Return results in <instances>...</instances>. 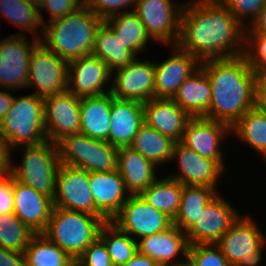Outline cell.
<instances>
[{
  "mask_svg": "<svg viewBox=\"0 0 266 266\" xmlns=\"http://www.w3.org/2000/svg\"><path fill=\"white\" fill-rule=\"evenodd\" d=\"M184 3L176 44L180 49L200 62L244 55L246 28L223 4L218 0Z\"/></svg>",
  "mask_w": 266,
  "mask_h": 266,
  "instance_id": "1",
  "label": "cell"
},
{
  "mask_svg": "<svg viewBox=\"0 0 266 266\" xmlns=\"http://www.w3.org/2000/svg\"><path fill=\"white\" fill-rule=\"evenodd\" d=\"M212 88L211 104L203 116L230 128L255 105L257 73L245 55L201 62Z\"/></svg>",
  "mask_w": 266,
  "mask_h": 266,
  "instance_id": "2",
  "label": "cell"
},
{
  "mask_svg": "<svg viewBox=\"0 0 266 266\" xmlns=\"http://www.w3.org/2000/svg\"><path fill=\"white\" fill-rule=\"evenodd\" d=\"M103 22L83 3L72 13L45 23L40 40L47 49L70 62L92 53Z\"/></svg>",
  "mask_w": 266,
  "mask_h": 266,
  "instance_id": "3",
  "label": "cell"
},
{
  "mask_svg": "<svg viewBox=\"0 0 266 266\" xmlns=\"http://www.w3.org/2000/svg\"><path fill=\"white\" fill-rule=\"evenodd\" d=\"M106 222L102 217L53 207L42 234L76 261L99 238Z\"/></svg>",
  "mask_w": 266,
  "mask_h": 266,
  "instance_id": "4",
  "label": "cell"
},
{
  "mask_svg": "<svg viewBox=\"0 0 266 266\" xmlns=\"http://www.w3.org/2000/svg\"><path fill=\"white\" fill-rule=\"evenodd\" d=\"M0 136L10 150L39 145L47 140L44 123V98L31 93L13 98L11 108L0 123Z\"/></svg>",
  "mask_w": 266,
  "mask_h": 266,
  "instance_id": "5",
  "label": "cell"
},
{
  "mask_svg": "<svg viewBox=\"0 0 266 266\" xmlns=\"http://www.w3.org/2000/svg\"><path fill=\"white\" fill-rule=\"evenodd\" d=\"M20 166L11 160L10 175L18 182L53 199L57 172L61 166L57 143L46 140L39 145L23 147Z\"/></svg>",
  "mask_w": 266,
  "mask_h": 266,
  "instance_id": "6",
  "label": "cell"
},
{
  "mask_svg": "<svg viewBox=\"0 0 266 266\" xmlns=\"http://www.w3.org/2000/svg\"><path fill=\"white\" fill-rule=\"evenodd\" d=\"M57 147L61 164L87 172H109L117 169L119 148L107 141L74 134L59 140Z\"/></svg>",
  "mask_w": 266,
  "mask_h": 266,
  "instance_id": "7",
  "label": "cell"
},
{
  "mask_svg": "<svg viewBox=\"0 0 266 266\" xmlns=\"http://www.w3.org/2000/svg\"><path fill=\"white\" fill-rule=\"evenodd\" d=\"M252 216H240L215 243L231 266H259L266 236L258 229Z\"/></svg>",
  "mask_w": 266,
  "mask_h": 266,
  "instance_id": "8",
  "label": "cell"
},
{
  "mask_svg": "<svg viewBox=\"0 0 266 266\" xmlns=\"http://www.w3.org/2000/svg\"><path fill=\"white\" fill-rule=\"evenodd\" d=\"M177 0H137L133 10L151 39L176 45L180 33V16L184 3Z\"/></svg>",
  "mask_w": 266,
  "mask_h": 266,
  "instance_id": "9",
  "label": "cell"
},
{
  "mask_svg": "<svg viewBox=\"0 0 266 266\" xmlns=\"http://www.w3.org/2000/svg\"><path fill=\"white\" fill-rule=\"evenodd\" d=\"M41 43L32 42L24 34H13L0 41V86L9 90L27 88L29 61L34 49Z\"/></svg>",
  "mask_w": 266,
  "mask_h": 266,
  "instance_id": "10",
  "label": "cell"
},
{
  "mask_svg": "<svg viewBox=\"0 0 266 266\" xmlns=\"http://www.w3.org/2000/svg\"><path fill=\"white\" fill-rule=\"evenodd\" d=\"M121 231L139 239L168 230L173 219L146 203L140 195H129L111 220Z\"/></svg>",
  "mask_w": 266,
  "mask_h": 266,
  "instance_id": "11",
  "label": "cell"
},
{
  "mask_svg": "<svg viewBox=\"0 0 266 266\" xmlns=\"http://www.w3.org/2000/svg\"><path fill=\"white\" fill-rule=\"evenodd\" d=\"M27 87L35 86L36 96L46 98L67 90L68 62L40 43L33 51Z\"/></svg>",
  "mask_w": 266,
  "mask_h": 266,
  "instance_id": "12",
  "label": "cell"
},
{
  "mask_svg": "<svg viewBox=\"0 0 266 266\" xmlns=\"http://www.w3.org/2000/svg\"><path fill=\"white\" fill-rule=\"evenodd\" d=\"M81 98L68 89L44 98V123L48 141L57 143L67 135L80 134Z\"/></svg>",
  "mask_w": 266,
  "mask_h": 266,
  "instance_id": "13",
  "label": "cell"
},
{
  "mask_svg": "<svg viewBox=\"0 0 266 266\" xmlns=\"http://www.w3.org/2000/svg\"><path fill=\"white\" fill-rule=\"evenodd\" d=\"M239 216L228 200L217 193L185 232L189 245L215 244Z\"/></svg>",
  "mask_w": 266,
  "mask_h": 266,
  "instance_id": "14",
  "label": "cell"
},
{
  "mask_svg": "<svg viewBox=\"0 0 266 266\" xmlns=\"http://www.w3.org/2000/svg\"><path fill=\"white\" fill-rule=\"evenodd\" d=\"M54 207L95 216L89 172L61 164L57 172Z\"/></svg>",
  "mask_w": 266,
  "mask_h": 266,
  "instance_id": "15",
  "label": "cell"
},
{
  "mask_svg": "<svg viewBox=\"0 0 266 266\" xmlns=\"http://www.w3.org/2000/svg\"><path fill=\"white\" fill-rule=\"evenodd\" d=\"M111 77V95L117 99L146 102L155 98L154 61L133 59L126 67L118 69Z\"/></svg>",
  "mask_w": 266,
  "mask_h": 266,
  "instance_id": "16",
  "label": "cell"
},
{
  "mask_svg": "<svg viewBox=\"0 0 266 266\" xmlns=\"http://www.w3.org/2000/svg\"><path fill=\"white\" fill-rule=\"evenodd\" d=\"M230 134L231 128L227 124L203 116L191 117L180 142L200 156L216 161L225 170L220 145Z\"/></svg>",
  "mask_w": 266,
  "mask_h": 266,
  "instance_id": "17",
  "label": "cell"
},
{
  "mask_svg": "<svg viewBox=\"0 0 266 266\" xmlns=\"http://www.w3.org/2000/svg\"><path fill=\"white\" fill-rule=\"evenodd\" d=\"M111 77L107 64L90 54L68 62L67 89L80 98L102 95L111 92V85L103 89Z\"/></svg>",
  "mask_w": 266,
  "mask_h": 266,
  "instance_id": "18",
  "label": "cell"
},
{
  "mask_svg": "<svg viewBox=\"0 0 266 266\" xmlns=\"http://www.w3.org/2000/svg\"><path fill=\"white\" fill-rule=\"evenodd\" d=\"M175 158L179 170L168 177L183 185L218 187L216 184L224 169L216 161L200 156L180 141L173 147L171 161Z\"/></svg>",
  "mask_w": 266,
  "mask_h": 266,
  "instance_id": "19",
  "label": "cell"
},
{
  "mask_svg": "<svg viewBox=\"0 0 266 266\" xmlns=\"http://www.w3.org/2000/svg\"><path fill=\"white\" fill-rule=\"evenodd\" d=\"M173 55L163 62L155 64V98L172 99L179 90L180 85L193 74L201 65V62L180 49L177 45L171 46Z\"/></svg>",
  "mask_w": 266,
  "mask_h": 266,
  "instance_id": "20",
  "label": "cell"
},
{
  "mask_svg": "<svg viewBox=\"0 0 266 266\" xmlns=\"http://www.w3.org/2000/svg\"><path fill=\"white\" fill-rule=\"evenodd\" d=\"M89 184L95 204V216L111 221L129 197L122 176L117 169L89 172Z\"/></svg>",
  "mask_w": 266,
  "mask_h": 266,
  "instance_id": "21",
  "label": "cell"
},
{
  "mask_svg": "<svg viewBox=\"0 0 266 266\" xmlns=\"http://www.w3.org/2000/svg\"><path fill=\"white\" fill-rule=\"evenodd\" d=\"M138 252L161 266H175L186 262L189 243L186 233L173 225L168 230L137 240ZM183 254V260H177ZM185 258V259H184Z\"/></svg>",
  "mask_w": 266,
  "mask_h": 266,
  "instance_id": "22",
  "label": "cell"
},
{
  "mask_svg": "<svg viewBox=\"0 0 266 266\" xmlns=\"http://www.w3.org/2000/svg\"><path fill=\"white\" fill-rule=\"evenodd\" d=\"M14 214L35 234L43 233L54 207L53 199L14 179Z\"/></svg>",
  "mask_w": 266,
  "mask_h": 266,
  "instance_id": "23",
  "label": "cell"
},
{
  "mask_svg": "<svg viewBox=\"0 0 266 266\" xmlns=\"http://www.w3.org/2000/svg\"><path fill=\"white\" fill-rule=\"evenodd\" d=\"M144 122L142 102L111 95V122L106 140L109 144L117 148L130 146Z\"/></svg>",
  "mask_w": 266,
  "mask_h": 266,
  "instance_id": "24",
  "label": "cell"
},
{
  "mask_svg": "<svg viewBox=\"0 0 266 266\" xmlns=\"http://www.w3.org/2000/svg\"><path fill=\"white\" fill-rule=\"evenodd\" d=\"M144 121L159 133L175 142L182 139L191 116L172 99L152 98L143 103Z\"/></svg>",
  "mask_w": 266,
  "mask_h": 266,
  "instance_id": "25",
  "label": "cell"
},
{
  "mask_svg": "<svg viewBox=\"0 0 266 266\" xmlns=\"http://www.w3.org/2000/svg\"><path fill=\"white\" fill-rule=\"evenodd\" d=\"M156 166L131 147H121L118 150L117 170L123 178L129 195H140L156 179Z\"/></svg>",
  "mask_w": 266,
  "mask_h": 266,
  "instance_id": "26",
  "label": "cell"
},
{
  "mask_svg": "<svg viewBox=\"0 0 266 266\" xmlns=\"http://www.w3.org/2000/svg\"><path fill=\"white\" fill-rule=\"evenodd\" d=\"M212 88L209 77L200 66L179 87L172 100L191 117L204 116L210 107Z\"/></svg>",
  "mask_w": 266,
  "mask_h": 266,
  "instance_id": "27",
  "label": "cell"
},
{
  "mask_svg": "<svg viewBox=\"0 0 266 266\" xmlns=\"http://www.w3.org/2000/svg\"><path fill=\"white\" fill-rule=\"evenodd\" d=\"M80 115V134L106 141L111 122V93L82 97Z\"/></svg>",
  "mask_w": 266,
  "mask_h": 266,
  "instance_id": "28",
  "label": "cell"
},
{
  "mask_svg": "<svg viewBox=\"0 0 266 266\" xmlns=\"http://www.w3.org/2000/svg\"><path fill=\"white\" fill-rule=\"evenodd\" d=\"M92 55L103 60L111 73L126 67L137 57L125 43L118 38L114 30L104 21L97 33Z\"/></svg>",
  "mask_w": 266,
  "mask_h": 266,
  "instance_id": "29",
  "label": "cell"
},
{
  "mask_svg": "<svg viewBox=\"0 0 266 266\" xmlns=\"http://www.w3.org/2000/svg\"><path fill=\"white\" fill-rule=\"evenodd\" d=\"M217 192L213 187L183 185L180 206L173 219V225L186 232L198 220L204 207Z\"/></svg>",
  "mask_w": 266,
  "mask_h": 266,
  "instance_id": "30",
  "label": "cell"
},
{
  "mask_svg": "<svg viewBox=\"0 0 266 266\" xmlns=\"http://www.w3.org/2000/svg\"><path fill=\"white\" fill-rule=\"evenodd\" d=\"M175 143L174 140L159 133L144 122L129 147L141 153L156 166H160L171 161Z\"/></svg>",
  "mask_w": 266,
  "mask_h": 266,
  "instance_id": "31",
  "label": "cell"
},
{
  "mask_svg": "<svg viewBox=\"0 0 266 266\" xmlns=\"http://www.w3.org/2000/svg\"><path fill=\"white\" fill-rule=\"evenodd\" d=\"M183 184L168 176L156 179L140 196L153 208L174 219L181 201Z\"/></svg>",
  "mask_w": 266,
  "mask_h": 266,
  "instance_id": "32",
  "label": "cell"
},
{
  "mask_svg": "<svg viewBox=\"0 0 266 266\" xmlns=\"http://www.w3.org/2000/svg\"><path fill=\"white\" fill-rule=\"evenodd\" d=\"M105 22L136 56L144 51L151 39L138 15L131 9L114 15Z\"/></svg>",
  "mask_w": 266,
  "mask_h": 266,
  "instance_id": "33",
  "label": "cell"
},
{
  "mask_svg": "<svg viewBox=\"0 0 266 266\" xmlns=\"http://www.w3.org/2000/svg\"><path fill=\"white\" fill-rule=\"evenodd\" d=\"M26 266H70L74 260L42 233L34 234L23 252Z\"/></svg>",
  "mask_w": 266,
  "mask_h": 266,
  "instance_id": "34",
  "label": "cell"
},
{
  "mask_svg": "<svg viewBox=\"0 0 266 266\" xmlns=\"http://www.w3.org/2000/svg\"><path fill=\"white\" fill-rule=\"evenodd\" d=\"M254 148L266 158V114L258 109H249L232 127L231 134Z\"/></svg>",
  "mask_w": 266,
  "mask_h": 266,
  "instance_id": "35",
  "label": "cell"
},
{
  "mask_svg": "<svg viewBox=\"0 0 266 266\" xmlns=\"http://www.w3.org/2000/svg\"><path fill=\"white\" fill-rule=\"evenodd\" d=\"M99 239L105 244L114 266L124 265L138 252L137 239L121 231L111 221L102 226Z\"/></svg>",
  "mask_w": 266,
  "mask_h": 266,
  "instance_id": "36",
  "label": "cell"
},
{
  "mask_svg": "<svg viewBox=\"0 0 266 266\" xmlns=\"http://www.w3.org/2000/svg\"><path fill=\"white\" fill-rule=\"evenodd\" d=\"M0 14L18 28L35 34V38H41L37 29L41 27L43 34L45 22L37 7L25 0H0Z\"/></svg>",
  "mask_w": 266,
  "mask_h": 266,
  "instance_id": "37",
  "label": "cell"
},
{
  "mask_svg": "<svg viewBox=\"0 0 266 266\" xmlns=\"http://www.w3.org/2000/svg\"><path fill=\"white\" fill-rule=\"evenodd\" d=\"M33 233L15 214H0V246L23 253Z\"/></svg>",
  "mask_w": 266,
  "mask_h": 266,
  "instance_id": "38",
  "label": "cell"
},
{
  "mask_svg": "<svg viewBox=\"0 0 266 266\" xmlns=\"http://www.w3.org/2000/svg\"><path fill=\"white\" fill-rule=\"evenodd\" d=\"M186 262L190 266H231L216 244L189 245Z\"/></svg>",
  "mask_w": 266,
  "mask_h": 266,
  "instance_id": "39",
  "label": "cell"
},
{
  "mask_svg": "<svg viewBox=\"0 0 266 266\" xmlns=\"http://www.w3.org/2000/svg\"><path fill=\"white\" fill-rule=\"evenodd\" d=\"M245 53L257 74H266V34H246Z\"/></svg>",
  "mask_w": 266,
  "mask_h": 266,
  "instance_id": "40",
  "label": "cell"
},
{
  "mask_svg": "<svg viewBox=\"0 0 266 266\" xmlns=\"http://www.w3.org/2000/svg\"><path fill=\"white\" fill-rule=\"evenodd\" d=\"M230 13H232L238 22L246 29L252 25L260 11L265 7L266 0H218ZM251 17V23L246 24L245 18ZM244 20V21H243ZM246 24V25H245Z\"/></svg>",
  "mask_w": 266,
  "mask_h": 266,
  "instance_id": "41",
  "label": "cell"
},
{
  "mask_svg": "<svg viewBox=\"0 0 266 266\" xmlns=\"http://www.w3.org/2000/svg\"><path fill=\"white\" fill-rule=\"evenodd\" d=\"M136 2L137 0H84V4L104 21L114 15L128 12L125 7H134V10Z\"/></svg>",
  "mask_w": 266,
  "mask_h": 266,
  "instance_id": "42",
  "label": "cell"
},
{
  "mask_svg": "<svg viewBox=\"0 0 266 266\" xmlns=\"http://www.w3.org/2000/svg\"><path fill=\"white\" fill-rule=\"evenodd\" d=\"M76 261L82 266H114L105 244L99 238Z\"/></svg>",
  "mask_w": 266,
  "mask_h": 266,
  "instance_id": "43",
  "label": "cell"
},
{
  "mask_svg": "<svg viewBox=\"0 0 266 266\" xmlns=\"http://www.w3.org/2000/svg\"><path fill=\"white\" fill-rule=\"evenodd\" d=\"M84 3V0H44L39 11L45 10L50 14V21L64 17L75 11Z\"/></svg>",
  "mask_w": 266,
  "mask_h": 266,
  "instance_id": "44",
  "label": "cell"
},
{
  "mask_svg": "<svg viewBox=\"0 0 266 266\" xmlns=\"http://www.w3.org/2000/svg\"><path fill=\"white\" fill-rule=\"evenodd\" d=\"M14 178L9 174L0 178V214L14 212Z\"/></svg>",
  "mask_w": 266,
  "mask_h": 266,
  "instance_id": "45",
  "label": "cell"
},
{
  "mask_svg": "<svg viewBox=\"0 0 266 266\" xmlns=\"http://www.w3.org/2000/svg\"><path fill=\"white\" fill-rule=\"evenodd\" d=\"M254 107L266 114V74H257Z\"/></svg>",
  "mask_w": 266,
  "mask_h": 266,
  "instance_id": "46",
  "label": "cell"
},
{
  "mask_svg": "<svg viewBox=\"0 0 266 266\" xmlns=\"http://www.w3.org/2000/svg\"><path fill=\"white\" fill-rule=\"evenodd\" d=\"M0 266H26L24 254L0 246Z\"/></svg>",
  "mask_w": 266,
  "mask_h": 266,
  "instance_id": "47",
  "label": "cell"
},
{
  "mask_svg": "<svg viewBox=\"0 0 266 266\" xmlns=\"http://www.w3.org/2000/svg\"><path fill=\"white\" fill-rule=\"evenodd\" d=\"M11 150L7 145V141L0 136V178L10 174L11 166Z\"/></svg>",
  "mask_w": 266,
  "mask_h": 266,
  "instance_id": "48",
  "label": "cell"
},
{
  "mask_svg": "<svg viewBox=\"0 0 266 266\" xmlns=\"http://www.w3.org/2000/svg\"><path fill=\"white\" fill-rule=\"evenodd\" d=\"M246 34H266V5L258 18L246 29Z\"/></svg>",
  "mask_w": 266,
  "mask_h": 266,
  "instance_id": "49",
  "label": "cell"
},
{
  "mask_svg": "<svg viewBox=\"0 0 266 266\" xmlns=\"http://www.w3.org/2000/svg\"><path fill=\"white\" fill-rule=\"evenodd\" d=\"M121 266H161L158 262L137 252L129 262Z\"/></svg>",
  "mask_w": 266,
  "mask_h": 266,
  "instance_id": "50",
  "label": "cell"
},
{
  "mask_svg": "<svg viewBox=\"0 0 266 266\" xmlns=\"http://www.w3.org/2000/svg\"><path fill=\"white\" fill-rule=\"evenodd\" d=\"M14 95L6 92L0 91V123L6 116V113L11 108Z\"/></svg>",
  "mask_w": 266,
  "mask_h": 266,
  "instance_id": "51",
  "label": "cell"
},
{
  "mask_svg": "<svg viewBox=\"0 0 266 266\" xmlns=\"http://www.w3.org/2000/svg\"><path fill=\"white\" fill-rule=\"evenodd\" d=\"M25 1L30 3L33 6L37 7L38 9H40L44 0H25Z\"/></svg>",
  "mask_w": 266,
  "mask_h": 266,
  "instance_id": "52",
  "label": "cell"
},
{
  "mask_svg": "<svg viewBox=\"0 0 266 266\" xmlns=\"http://www.w3.org/2000/svg\"><path fill=\"white\" fill-rule=\"evenodd\" d=\"M70 266H82V265L77 261H74Z\"/></svg>",
  "mask_w": 266,
  "mask_h": 266,
  "instance_id": "53",
  "label": "cell"
},
{
  "mask_svg": "<svg viewBox=\"0 0 266 266\" xmlns=\"http://www.w3.org/2000/svg\"><path fill=\"white\" fill-rule=\"evenodd\" d=\"M175 266H190L187 262L180 264V265H175Z\"/></svg>",
  "mask_w": 266,
  "mask_h": 266,
  "instance_id": "54",
  "label": "cell"
}]
</instances>
